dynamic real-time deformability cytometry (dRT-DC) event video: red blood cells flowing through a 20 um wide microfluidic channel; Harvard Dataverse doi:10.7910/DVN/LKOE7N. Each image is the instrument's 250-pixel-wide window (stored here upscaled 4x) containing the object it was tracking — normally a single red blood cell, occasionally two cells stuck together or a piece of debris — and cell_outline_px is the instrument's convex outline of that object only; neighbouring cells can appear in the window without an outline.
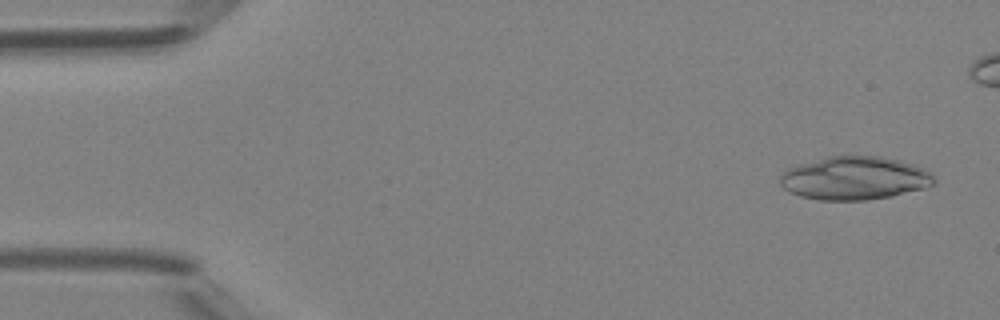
{"species": "Egyptian fruit bat (a non-hibernating species)", "species_latin": "Rousettus aegyptiacus", "temperature_condition": "room temperature", "stored_images_in_passage": 13, "camera_frame_rate_fps": 3000, "um_per_image_px": 0.085, "animal": {"sex": "female"}, "frame": {"image": 1, "passage_image": 3, "time_ms": 0.667, "image_size_px": [1000, 320], "cell_outline_px": [[936, 180], [932, 184], [924, 188], [892, 196], [868, 200], [820, 200], [800, 196], [784, 188], [780, 184], [780, 176], [788, 168], [796, 164], [844, 152], [848, 152], [880, 156], [900, 160], [924, 168], [932, 172]], "centroid_in_image_um": [72.64, 15.1], "position_along_channel_um": 12.4, "area_um2": 39.77}}